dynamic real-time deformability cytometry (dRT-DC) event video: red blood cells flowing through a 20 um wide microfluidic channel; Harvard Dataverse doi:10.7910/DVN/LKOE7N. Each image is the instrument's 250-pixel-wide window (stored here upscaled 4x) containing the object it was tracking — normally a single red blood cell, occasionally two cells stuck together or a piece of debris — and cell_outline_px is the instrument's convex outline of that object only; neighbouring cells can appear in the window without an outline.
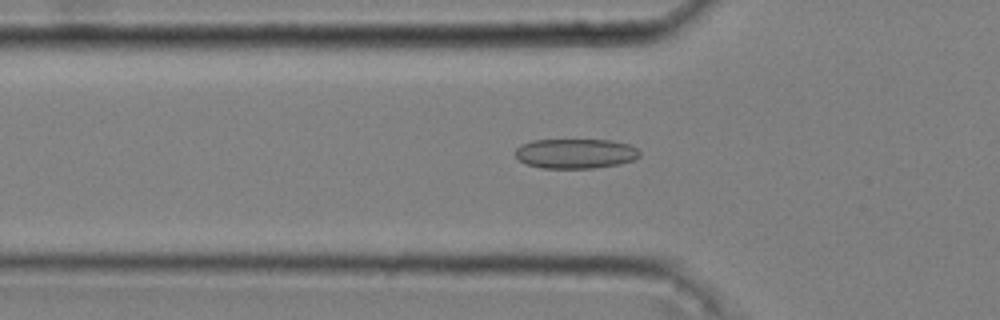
{"species": "common noctule bat (a hibernating species)", "species_latin": "Nyctalus noctula", "temperature_condition": "cold", "stored_images_in_passage": 48, "camera_frame_rate_fps": 3000, "um_per_image_px": 0.085, "animal": {"sex": "male", "body_mass_g": 20.4}, "frame": {"image": 1, "passage_image": 14, "time_ms": 4.333, "image_size_px": [1000, 320], "cell_outline_px": [[640, 156], [632, 160], [620, 164], [592, 168], [540, 168], [528, 164], [520, 160], [516, 156], [516, 148], [520, 144], [532, 140], [612, 140], [628, 144], [636, 148], [640, 152]], "centroid_in_image_um": [48.91, 13.05], "position_along_channel_um": 76.9, "area_um2": 21.56}}
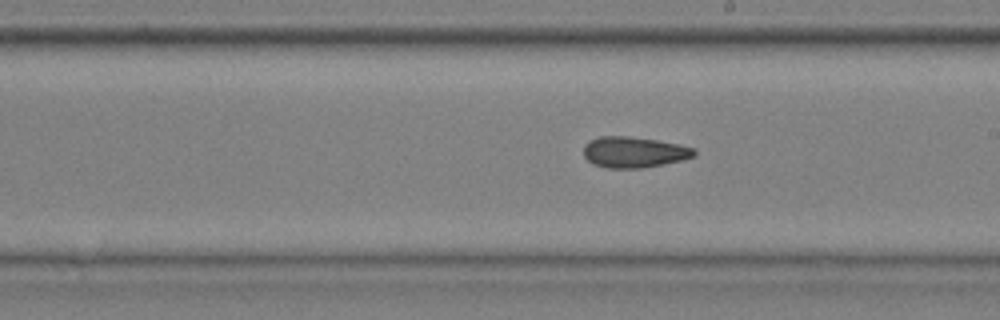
{"frame": {"image": 2, "passage_image": 27, "time_ms": 8.667, "image_size_px": [1000, 320], "cell_outline_px": [[696, 156], [664, 164], [640, 168], [608, 168], [592, 164], [584, 156], [584, 144], [588, 140], [600, 136], [628, 136], [656, 140], [680, 144], [696, 148]], "centroid_in_image_um": [53.88, 12.93], "position_along_channel_um": 235.1, "area_um2": 20.06}}
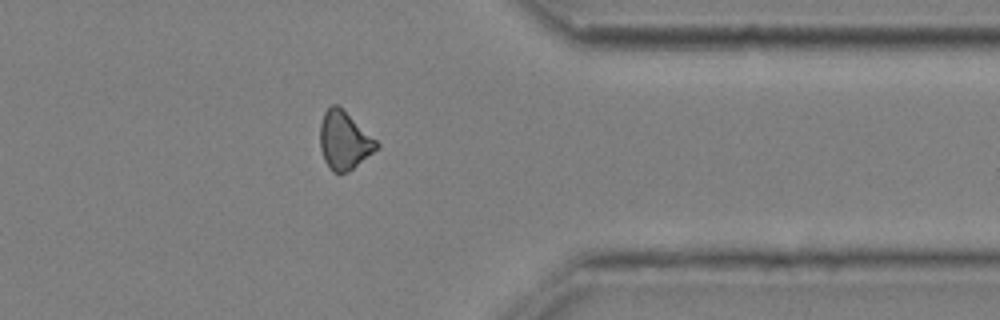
{"frame": {"image": 3, "passage_image": 40, "time_ms": 13.0, "image_size_px": [1000, 320], "cell_outline_px": [[380, 148], [348, 172], [332, 172], [324, 160], [320, 148], [320, 124], [324, 112], [332, 104], [336, 104], [376, 140], [380, 144]], "centroid_in_image_um": [29.25, 11.97], "position_along_channel_um": 382.1, "area_um2": 18.9}, "authors_computed_cell_mechanics": {"area_um2": 19.9988, "velocity_mm_per_s": 3.6432, "shape_relaxation_time_tau1_ms": 6.2505, "shape_relaxation_time_tau2_ms": 10.1291, "deformation_change_tau1": 0.0988, "deformation_change_tau2": 0.1747}}